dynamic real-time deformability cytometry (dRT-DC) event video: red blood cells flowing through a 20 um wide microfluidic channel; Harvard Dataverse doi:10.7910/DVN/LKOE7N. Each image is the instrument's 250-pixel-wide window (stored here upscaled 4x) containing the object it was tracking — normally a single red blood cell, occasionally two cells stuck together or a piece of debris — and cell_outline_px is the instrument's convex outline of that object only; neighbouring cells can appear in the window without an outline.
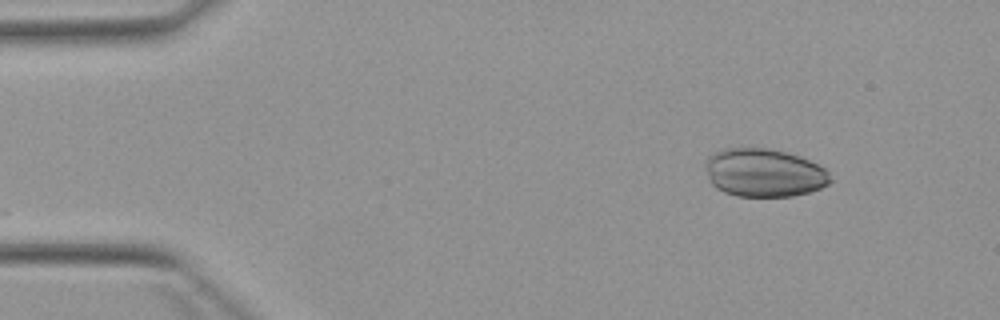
{"species": "Egyptian fruit bat (a non-hibernating species)", "species_latin": "Rousettus aegyptiacus", "temperature_condition": "warm", "stored_images_in_passage": 3, "camera_frame_rate_fps": 3000, "um_per_image_px": 0.085, "animal": {"sex": "female"}, "frame": {"image": 1, "passage_image": 1, "time_ms": 0.0, "image_size_px": [1000, 320], "cell_outline_px": [[832, 180], [828, 184], [820, 188], [808, 192], [792, 196], [736, 196], [724, 192], [716, 188], [712, 184], [708, 176], [704, 164], [704, 160], [708, 156], [716, 152], [728, 148], [768, 148], [800, 156], [824, 168], [828, 172]], "centroid_in_image_um": [64.92, 14.69], "position_along_channel_um": 20.1, "area_um2": 35.03}}